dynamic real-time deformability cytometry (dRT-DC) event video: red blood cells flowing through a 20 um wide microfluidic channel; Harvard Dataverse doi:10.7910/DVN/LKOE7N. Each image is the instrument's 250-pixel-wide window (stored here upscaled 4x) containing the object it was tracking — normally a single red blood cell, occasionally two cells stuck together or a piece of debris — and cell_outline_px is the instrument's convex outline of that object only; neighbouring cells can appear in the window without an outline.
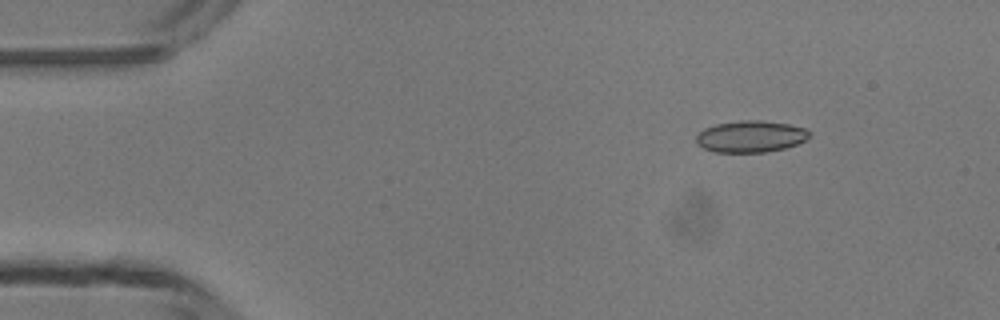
{"species": "common noctule bat (a hibernating species)", "species_latin": "Nyctalus noctula", "temperature_condition": "room temperature", "stored_images_in_passage": 4, "camera_frame_rate_fps": 3000, "um_per_image_px": 0.085, "animal": {"sex": "male", "body_mass_g": 13.3}, "frame": {"image": 1, "passage_image": 2, "time_ms": 1.0, "image_size_px": [1000, 320], "cell_outline_px": [[808, 136], [804, 140], [796, 144], [784, 148], [764, 152], [716, 152], [704, 148], [696, 140], [696, 136], [704, 128], [716, 124], [740, 120], [760, 120], [788, 124], [804, 128], [808, 132]], "centroid_in_image_um": [63.78, 11.59], "position_along_channel_um": 21.2, "area_um2": 20.52}}